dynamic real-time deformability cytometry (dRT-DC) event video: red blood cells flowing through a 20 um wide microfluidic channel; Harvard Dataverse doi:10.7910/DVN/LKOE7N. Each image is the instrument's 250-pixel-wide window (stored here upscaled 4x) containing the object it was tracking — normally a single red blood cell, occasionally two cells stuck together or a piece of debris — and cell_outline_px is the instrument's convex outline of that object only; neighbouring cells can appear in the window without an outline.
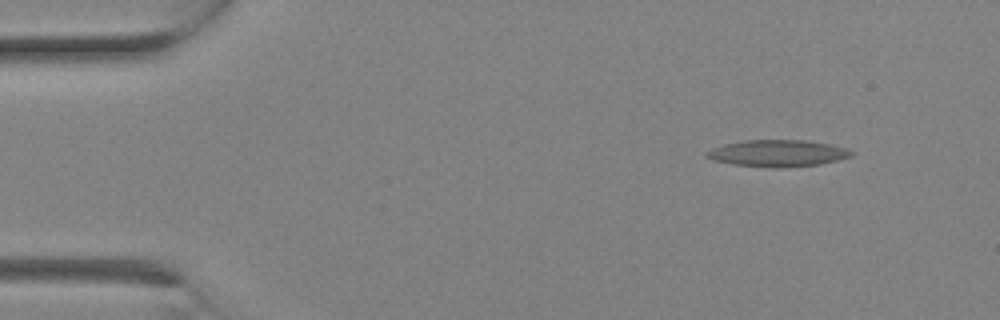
{"species": "Egyptian fruit bat (a non-hibernating species)", "species_latin": "Rousettus aegyptiacus", "temperature_condition": "room temperature", "stored_images_in_passage": 3, "camera_frame_rate_fps": 3000, "um_per_image_px": 0.085, "animal": {"sex": "female"}, "frame": {"image": 1, "passage_image": 1, "time_ms": 0.0, "image_size_px": [1000, 320], "cell_outline_px": [[856, 152], [852, 156], [820, 164], [780, 168], [772, 168], [732, 164], [712, 160], [708, 156], [708, 152], [712, 148], [724, 144], [744, 140], [804, 140], [828, 144], [844, 148]], "centroid_in_image_um": [66.11, 13.03], "position_along_channel_um": 18.9, "area_um2": 22.37}}